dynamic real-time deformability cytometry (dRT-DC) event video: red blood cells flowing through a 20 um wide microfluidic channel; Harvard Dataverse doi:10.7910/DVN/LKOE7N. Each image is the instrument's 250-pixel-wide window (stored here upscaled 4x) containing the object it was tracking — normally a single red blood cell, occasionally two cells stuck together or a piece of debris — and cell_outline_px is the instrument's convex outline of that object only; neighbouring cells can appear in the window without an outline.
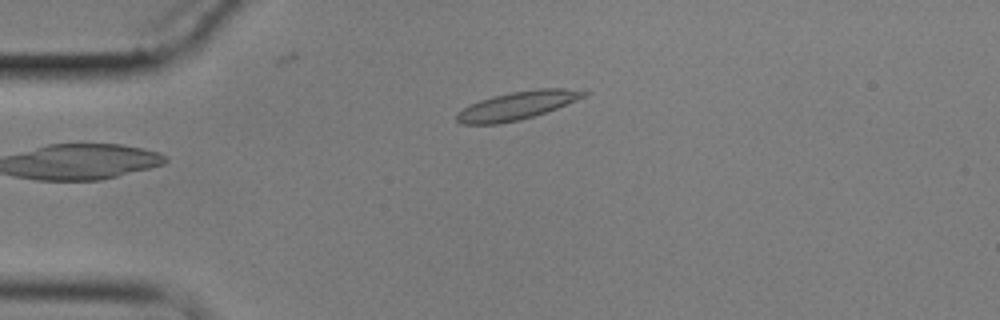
{"species": "common noctule bat (a hibernating species)", "species_latin": "Nyctalus noctula", "temperature_condition": "cold", "stored_images_in_passage": 6, "camera_frame_rate_fps": 3000, "um_per_image_px": 0.085, "animal": {"sex": "male", "body_mass_g": 17.9}, "frame": {"image": 1, "passage_image": 6, "time_ms": 6.0, "image_size_px": [1000, 320], "cell_outline_px": [[588, 92], [584, 96], [556, 108], [520, 120], [500, 124], [460, 124], [456, 120], [456, 112], [480, 100], [492, 96], [512, 92], [536, 88], [564, 88]], "centroid_in_image_um": [43.89, 8.98], "position_along_channel_um": 41.1, "area_um2": 20.52}}